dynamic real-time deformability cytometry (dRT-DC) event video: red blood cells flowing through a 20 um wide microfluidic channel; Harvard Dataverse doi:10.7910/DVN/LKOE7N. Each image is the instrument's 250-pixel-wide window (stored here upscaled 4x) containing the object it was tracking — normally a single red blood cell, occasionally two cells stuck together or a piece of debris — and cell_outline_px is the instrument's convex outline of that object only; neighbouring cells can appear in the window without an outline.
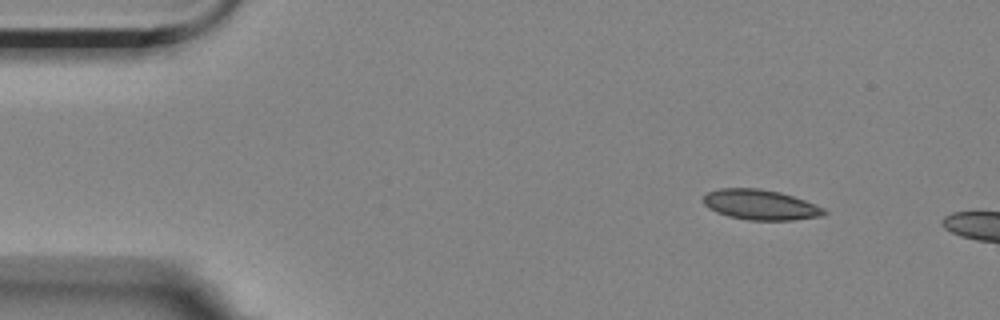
{"species": "Egyptian fruit bat (a non-hibernating species)", "species_latin": "Rousettus aegyptiacus", "temperature_condition": "room temperature", "stored_images_in_passage": 2, "camera_frame_rate_fps": 3000, "um_per_image_px": 0.085, "animal": {"sex": "female"}, "frame": {"image": 1, "passage_image": 1, "time_ms": 0.0, "image_size_px": [1000, 320], "cell_outline_px": [[828, 212], [820, 216], [792, 220], [748, 220], [728, 216], [716, 212], [708, 208], [704, 204], [704, 196], [708, 192], [720, 188], [760, 188], [780, 192], [804, 200], [824, 208]], "centroid_in_image_um": [64.62, 17.4], "position_along_channel_um": 20.4, "area_um2": 21.15}}